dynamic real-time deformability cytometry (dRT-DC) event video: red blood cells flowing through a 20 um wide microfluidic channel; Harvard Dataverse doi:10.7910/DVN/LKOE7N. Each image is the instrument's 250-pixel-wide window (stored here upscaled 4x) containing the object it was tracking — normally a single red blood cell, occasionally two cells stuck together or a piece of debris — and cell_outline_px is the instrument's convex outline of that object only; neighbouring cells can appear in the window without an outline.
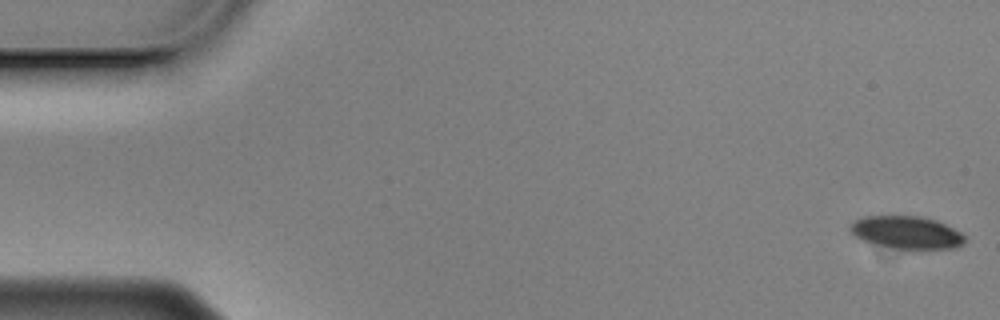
{"species": "Egyptian fruit bat (a non-hibernating species)", "species_latin": "Rousettus aegyptiacus", "temperature_condition": "cold", "stored_images_in_passage": 58, "camera_frame_rate_fps": 3000, "um_per_image_px": 0.085, "animal": {"sex": "male"}, "frame": {"image": 1, "passage_image": 1, "time_ms": 0.0, "image_size_px": [1000, 320], "cell_outline_px": [[964, 244], [956, 248], [912, 252], [864, 240], [856, 236], [848, 228], [856, 220], [864, 216], [920, 216], [936, 220], [960, 232], [964, 236]], "centroid_in_image_um": [77.13, 19.8], "position_along_channel_um": 7.9, "area_um2": 22.08}}
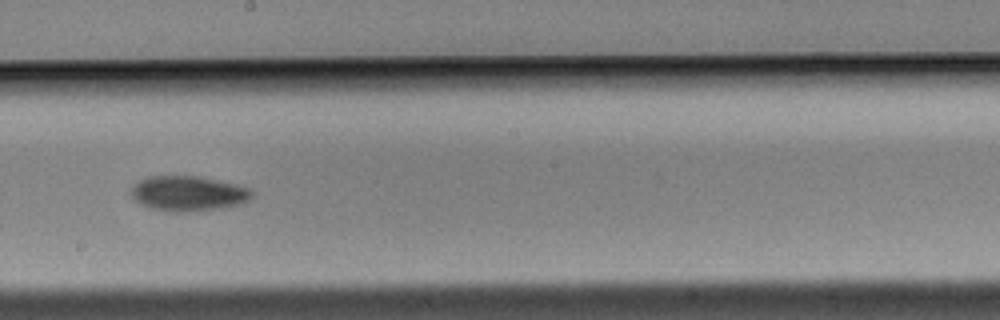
{"frame": {"image": 2, "passage_image": 32, "time_ms": 10.333, "image_size_px": [1000, 320], "cell_outline_px": [[252, 196], [248, 200], [240, 204], [216, 208], [176, 212], [172, 212], [152, 208], [136, 200], [132, 196], [132, 188], [140, 180], [148, 176], [196, 176], [232, 184], [248, 188], [252, 192]], "centroid_in_image_um": [15.97, 16.44], "position_along_channel_um": 232.2, "area_um2": 23.81}}
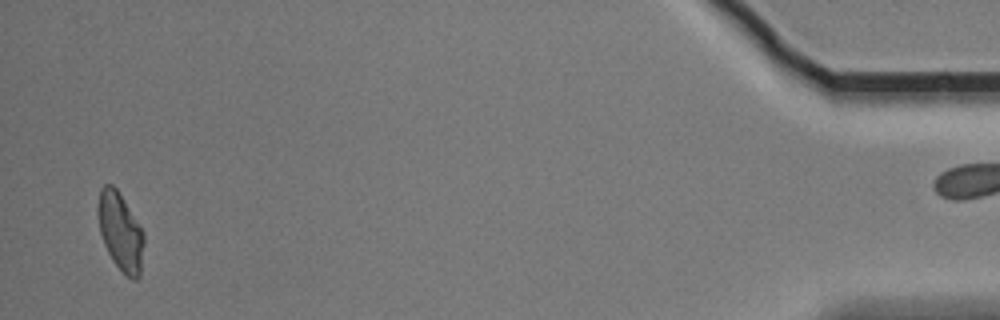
{"frame": {"image": 3, "passage_image": 56, "time_ms": 18.333, "image_size_px": [1000, 320], "cell_outline_px": [[144, 244], [140, 276], [136, 280], [132, 280], [112, 260], [104, 244], [100, 232], [96, 212], [100, 188], [104, 184], [112, 184], [116, 188], [144, 232]], "centroid_in_image_um": [10.22, 19.68], "position_along_channel_um": 425.0, "area_um2": 20.87}, "authors_computed_cell_mechanics": {"area_um2": 22.6576, "velocity_mm_per_s": 3.4883, "shape_relaxation_time_tau1_ms": 3.2667, "shape_relaxation_time_tau2_ms": null, "deformation_change_tau1": 0.1068, "deformation_change_tau2": null}}